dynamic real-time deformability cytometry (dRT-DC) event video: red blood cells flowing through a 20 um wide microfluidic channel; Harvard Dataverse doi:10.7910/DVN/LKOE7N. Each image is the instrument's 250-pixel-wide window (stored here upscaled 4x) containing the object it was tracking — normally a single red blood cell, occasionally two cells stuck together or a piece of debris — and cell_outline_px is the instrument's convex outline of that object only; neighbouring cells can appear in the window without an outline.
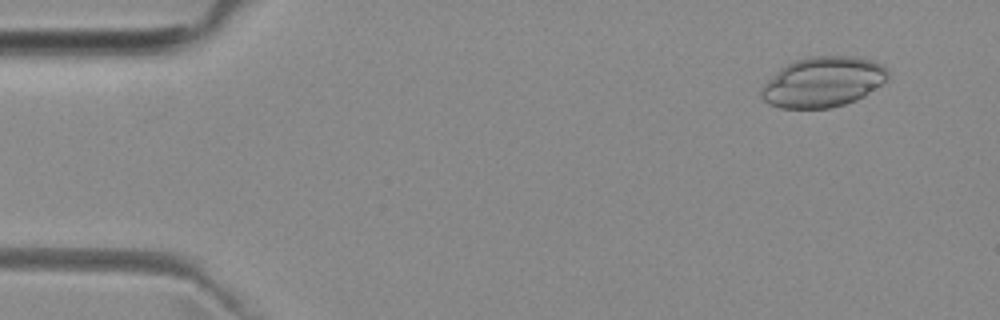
{"species": "common noctule bat (a hibernating species)", "species_latin": "Nyctalus noctula", "temperature_condition": "room temperature", "stored_images_in_passage": 4, "camera_frame_rate_fps": 3000, "um_per_image_px": 0.085, "animal": {"sex": "female", "body_mass_g": 29.2, "forearm_length_mm": 56.3}, "frame": {"image": 1, "passage_image": 1, "time_ms": 0.0, "image_size_px": [1000, 320], "cell_outline_px": [[888, 80], [864, 96], [856, 100], [844, 104], [828, 108], [780, 108], [768, 104], [760, 96], [760, 92], [764, 84], [780, 68], [796, 60], [808, 56], [856, 56], [872, 60], [884, 64], [888, 72]], "centroid_in_image_um": [69.98, 6.96], "position_along_channel_um": 15.0, "area_um2": 37.22}}